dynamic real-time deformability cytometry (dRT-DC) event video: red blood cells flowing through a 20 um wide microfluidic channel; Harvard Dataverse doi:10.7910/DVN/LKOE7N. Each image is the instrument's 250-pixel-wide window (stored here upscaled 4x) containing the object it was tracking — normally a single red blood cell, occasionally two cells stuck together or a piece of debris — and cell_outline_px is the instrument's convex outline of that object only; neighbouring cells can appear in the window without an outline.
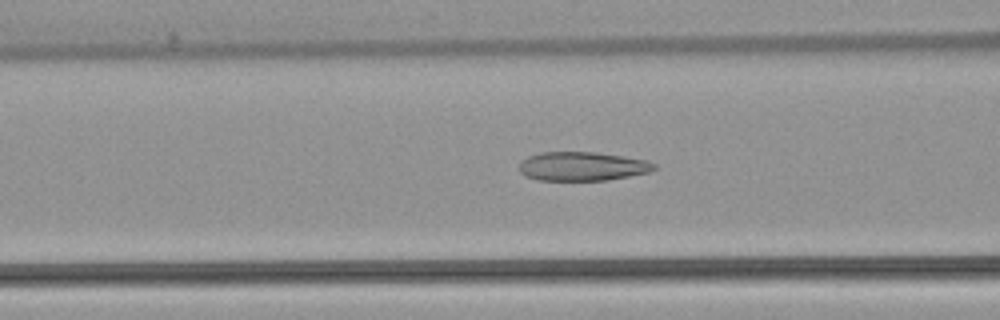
{"species": "common noctule bat (a hibernating species)", "species_latin": "Nyctalus noctula", "temperature_condition": "warm", "stored_images_in_passage": 51, "camera_frame_rate_fps": 3000, "um_per_image_px": 0.085, "animal": {"sex": "female", "body_mass_g": 22.7, "forearm_length_mm": 54.2}, "frame": {"image": 1, "passage_image": 20, "time_ms": 6.333, "image_size_px": [1000, 320], "cell_outline_px": [[656, 168], [648, 172], [608, 180], [536, 180], [524, 176], [520, 172], [520, 160], [528, 156], [540, 152], [596, 152], [624, 156], [648, 160], [656, 164]], "centroid_in_image_um": [49.47, 14.13], "position_along_channel_um": 117.1, "area_um2": 22.89}}
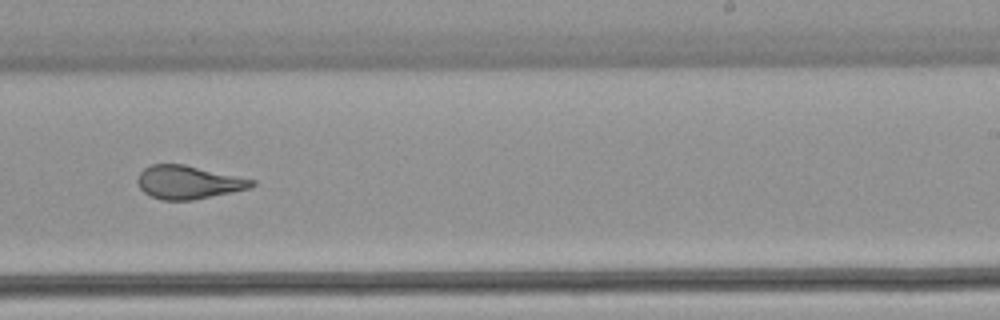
{"frame": {"image": 2, "passage_image": 32, "time_ms": 10.333, "image_size_px": [1000, 320], "cell_outline_px": [[256, 184], [252, 188], [192, 200], [160, 200], [144, 192], [140, 188], [136, 180], [140, 172], [144, 168], [152, 164], [184, 164], [256, 180]], "centroid_in_image_um": [16.02, 15.49], "position_along_channel_um": 273.0, "area_um2": 22.2}}
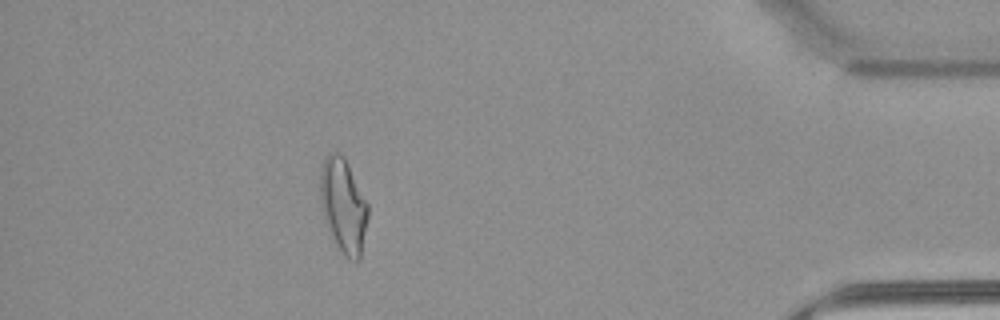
{"frame": {"image": 3, "passage_image": 46, "time_ms": 15.0, "image_size_px": [1000, 320], "cell_outline_px": [[368, 216], [360, 256], [356, 260], [348, 260], [344, 256], [336, 244], [328, 228], [320, 204], [320, 168], [328, 152], [340, 152], [344, 156], [368, 204]], "centroid_in_image_um": [29.16, 17.43], "position_along_channel_um": 406.0, "area_um2": 26.07}, "authors_computed_cell_mechanics": {"area_um2": 24.9118, "velocity_mm_per_s": 3.9054, "shape_relaxation_time_tau1_ms": 10.4801, "shape_relaxation_time_tau2_ms": 1.4272, "deformation_change_tau1": 0.2754, "deformation_change_tau2": 0.0907}}